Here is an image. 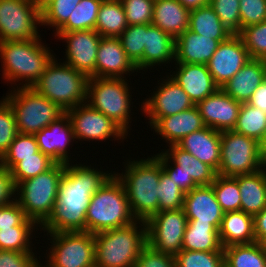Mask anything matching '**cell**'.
Segmentation results:
<instances>
[{"mask_svg": "<svg viewBox=\"0 0 266 267\" xmlns=\"http://www.w3.org/2000/svg\"><path fill=\"white\" fill-rule=\"evenodd\" d=\"M101 170L91 164L67 163L58 184V194L52 213L40 226V231H86V214L90 199L113 174L112 170Z\"/></svg>", "mask_w": 266, "mask_h": 267, "instance_id": "obj_1", "label": "cell"}, {"mask_svg": "<svg viewBox=\"0 0 266 267\" xmlns=\"http://www.w3.org/2000/svg\"><path fill=\"white\" fill-rule=\"evenodd\" d=\"M147 158L124 160V171L113 174L122 183L129 206L137 221L147 222L159 212L158 184L163 168L156 153Z\"/></svg>", "mask_w": 266, "mask_h": 267, "instance_id": "obj_2", "label": "cell"}, {"mask_svg": "<svg viewBox=\"0 0 266 267\" xmlns=\"http://www.w3.org/2000/svg\"><path fill=\"white\" fill-rule=\"evenodd\" d=\"M41 39L0 42L2 79L13 88L32 87L57 56Z\"/></svg>", "mask_w": 266, "mask_h": 267, "instance_id": "obj_3", "label": "cell"}, {"mask_svg": "<svg viewBox=\"0 0 266 267\" xmlns=\"http://www.w3.org/2000/svg\"><path fill=\"white\" fill-rule=\"evenodd\" d=\"M94 239L96 267H133L148 244L147 223L136 220L127 226L96 233Z\"/></svg>", "mask_w": 266, "mask_h": 267, "instance_id": "obj_4", "label": "cell"}, {"mask_svg": "<svg viewBox=\"0 0 266 267\" xmlns=\"http://www.w3.org/2000/svg\"><path fill=\"white\" fill-rule=\"evenodd\" d=\"M135 221L125 189L112 174L90 199L86 214V231L96 234L127 226Z\"/></svg>", "mask_w": 266, "mask_h": 267, "instance_id": "obj_5", "label": "cell"}, {"mask_svg": "<svg viewBox=\"0 0 266 267\" xmlns=\"http://www.w3.org/2000/svg\"><path fill=\"white\" fill-rule=\"evenodd\" d=\"M88 80L86 75L54 57L32 87L67 111L86 102Z\"/></svg>", "mask_w": 266, "mask_h": 267, "instance_id": "obj_6", "label": "cell"}, {"mask_svg": "<svg viewBox=\"0 0 266 267\" xmlns=\"http://www.w3.org/2000/svg\"><path fill=\"white\" fill-rule=\"evenodd\" d=\"M65 164L55 163L47 171L21 181L15 188V200L25 216L39 227L52 213L58 194V184Z\"/></svg>", "mask_w": 266, "mask_h": 267, "instance_id": "obj_7", "label": "cell"}, {"mask_svg": "<svg viewBox=\"0 0 266 267\" xmlns=\"http://www.w3.org/2000/svg\"><path fill=\"white\" fill-rule=\"evenodd\" d=\"M129 82L127 78H89L86 103L111 118L130 136L134 102Z\"/></svg>", "mask_w": 266, "mask_h": 267, "instance_id": "obj_8", "label": "cell"}, {"mask_svg": "<svg viewBox=\"0 0 266 267\" xmlns=\"http://www.w3.org/2000/svg\"><path fill=\"white\" fill-rule=\"evenodd\" d=\"M3 98L11 107L17 131L35 135L62 116L65 111L33 87H16Z\"/></svg>", "mask_w": 266, "mask_h": 267, "instance_id": "obj_9", "label": "cell"}, {"mask_svg": "<svg viewBox=\"0 0 266 267\" xmlns=\"http://www.w3.org/2000/svg\"><path fill=\"white\" fill-rule=\"evenodd\" d=\"M221 160L217 175L234 177L251 174L266 167V158L258 140L236 133L221 132Z\"/></svg>", "mask_w": 266, "mask_h": 267, "instance_id": "obj_10", "label": "cell"}, {"mask_svg": "<svg viewBox=\"0 0 266 267\" xmlns=\"http://www.w3.org/2000/svg\"><path fill=\"white\" fill-rule=\"evenodd\" d=\"M49 237V252L41 267H94L95 239L87 231L44 233ZM49 235V236H48Z\"/></svg>", "mask_w": 266, "mask_h": 267, "instance_id": "obj_11", "label": "cell"}, {"mask_svg": "<svg viewBox=\"0 0 266 267\" xmlns=\"http://www.w3.org/2000/svg\"><path fill=\"white\" fill-rule=\"evenodd\" d=\"M168 147L157 153L161 166L184 193L197 186H208L214 182L217 173L211 166L201 162L177 144Z\"/></svg>", "mask_w": 266, "mask_h": 267, "instance_id": "obj_12", "label": "cell"}, {"mask_svg": "<svg viewBox=\"0 0 266 267\" xmlns=\"http://www.w3.org/2000/svg\"><path fill=\"white\" fill-rule=\"evenodd\" d=\"M40 9L31 0H0V42L40 38Z\"/></svg>", "mask_w": 266, "mask_h": 267, "instance_id": "obj_13", "label": "cell"}, {"mask_svg": "<svg viewBox=\"0 0 266 267\" xmlns=\"http://www.w3.org/2000/svg\"><path fill=\"white\" fill-rule=\"evenodd\" d=\"M65 113L68 115L75 140L122 142L129 135L111 118L92 108L88 103L80 104ZM113 138V139H112ZM111 139V140H110Z\"/></svg>", "mask_w": 266, "mask_h": 267, "instance_id": "obj_14", "label": "cell"}, {"mask_svg": "<svg viewBox=\"0 0 266 267\" xmlns=\"http://www.w3.org/2000/svg\"><path fill=\"white\" fill-rule=\"evenodd\" d=\"M187 222L183 208L159 211L146 222L148 244L162 253L177 255L182 250Z\"/></svg>", "mask_w": 266, "mask_h": 267, "instance_id": "obj_15", "label": "cell"}, {"mask_svg": "<svg viewBox=\"0 0 266 267\" xmlns=\"http://www.w3.org/2000/svg\"><path fill=\"white\" fill-rule=\"evenodd\" d=\"M160 79L161 82L158 81L156 88L154 87V91L150 93L151 96L141 102L140 110L147 116L146 118H149L150 128L161 117H168L195 106L182 87L169 74Z\"/></svg>", "mask_w": 266, "mask_h": 267, "instance_id": "obj_16", "label": "cell"}, {"mask_svg": "<svg viewBox=\"0 0 266 267\" xmlns=\"http://www.w3.org/2000/svg\"><path fill=\"white\" fill-rule=\"evenodd\" d=\"M54 34L57 39L66 43L63 62L88 78L96 77V57L102 37L95 30L54 32Z\"/></svg>", "mask_w": 266, "mask_h": 267, "instance_id": "obj_17", "label": "cell"}, {"mask_svg": "<svg viewBox=\"0 0 266 267\" xmlns=\"http://www.w3.org/2000/svg\"><path fill=\"white\" fill-rule=\"evenodd\" d=\"M248 50L239 34H232L220 42L207 63L215 84L222 88L248 61Z\"/></svg>", "mask_w": 266, "mask_h": 267, "instance_id": "obj_18", "label": "cell"}, {"mask_svg": "<svg viewBox=\"0 0 266 267\" xmlns=\"http://www.w3.org/2000/svg\"><path fill=\"white\" fill-rule=\"evenodd\" d=\"M39 150L56 163L67 164L73 161L69 145L76 143L72 125L66 113L46 128L35 134ZM73 142V143H72Z\"/></svg>", "mask_w": 266, "mask_h": 267, "instance_id": "obj_19", "label": "cell"}, {"mask_svg": "<svg viewBox=\"0 0 266 267\" xmlns=\"http://www.w3.org/2000/svg\"><path fill=\"white\" fill-rule=\"evenodd\" d=\"M241 105V102L218 88L196 106L205 126L222 132L234 129Z\"/></svg>", "mask_w": 266, "mask_h": 267, "instance_id": "obj_20", "label": "cell"}, {"mask_svg": "<svg viewBox=\"0 0 266 267\" xmlns=\"http://www.w3.org/2000/svg\"><path fill=\"white\" fill-rule=\"evenodd\" d=\"M132 73L139 71L126 55L120 39L102 37L96 57V77L126 78Z\"/></svg>", "mask_w": 266, "mask_h": 267, "instance_id": "obj_21", "label": "cell"}, {"mask_svg": "<svg viewBox=\"0 0 266 267\" xmlns=\"http://www.w3.org/2000/svg\"><path fill=\"white\" fill-rule=\"evenodd\" d=\"M173 64L176 65V68L175 71L168 73L169 76L182 87L194 105H197L219 88L215 84L207 65Z\"/></svg>", "mask_w": 266, "mask_h": 267, "instance_id": "obj_22", "label": "cell"}, {"mask_svg": "<svg viewBox=\"0 0 266 267\" xmlns=\"http://www.w3.org/2000/svg\"><path fill=\"white\" fill-rule=\"evenodd\" d=\"M183 210L188 220L211 223L218 231L225 213L211 185L197 186L185 193Z\"/></svg>", "mask_w": 266, "mask_h": 267, "instance_id": "obj_23", "label": "cell"}, {"mask_svg": "<svg viewBox=\"0 0 266 267\" xmlns=\"http://www.w3.org/2000/svg\"><path fill=\"white\" fill-rule=\"evenodd\" d=\"M177 145L216 172L221 160V132L205 126L181 139Z\"/></svg>", "mask_w": 266, "mask_h": 267, "instance_id": "obj_24", "label": "cell"}, {"mask_svg": "<svg viewBox=\"0 0 266 267\" xmlns=\"http://www.w3.org/2000/svg\"><path fill=\"white\" fill-rule=\"evenodd\" d=\"M205 127L198 107L192 108L180 113L161 117L152 127L160 139L165 140L168 145L177 144L188 134L198 131Z\"/></svg>", "mask_w": 266, "mask_h": 267, "instance_id": "obj_25", "label": "cell"}, {"mask_svg": "<svg viewBox=\"0 0 266 267\" xmlns=\"http://www.w3.org/2000/svg\"><path fill=\"white\" fill-rule=\"evenodd\" d=\"M219 44V40L200 36L187 29L175 39L174 62L207 65Z\"/></svg>", "mask_w": 266, "mask_h": 267, "instance_id": "obj_26", "label": "cell"}, {"mask_svg": "<svg viewBox=\"0 0 266 267\" xmlns=\"http://www.w3.org/2000/svg\"><path fill=\"white\" fill-rule=\"evenodd\" d=\"M265 80L264 60L251 59L221 89L234 100L247 103Z\"/></svg>", "mask_w": 266, "mask_h": 267, "instance_id": "obj_27", "label": "cell"}, {"mask_svg": "<svg viewBox=\"0 0 266 267\" xmlns=\"http://www.w3.org/2000/svg\"><path fill=\"white\" fill-rule=\"evenodd\" d=\"M175 58V38L153 24H146V44L142 57V70H153L170 64ZM156 65V66H155ZM155 66V68L153 67Z\"/></svg>", "mask_w": 266, "mask_h": 267, "instance_id": "obj_28", "label": "cell"}, {"mask_svg": "<svg viewBox=\"0 0 266 267\" xmlns=\"http://www.w3.org/2000/svg\"><path fill=\"white\" fill-rule=\"evenodd\" d=\"M190 11L178 0H155L152 24L175 39L189 29Z\"/></svg>", "mask_w": 266, "mask_h": 267, "instance_id": "obj_29", "label": "cell"}, {"mask_svg": "<svg viewBox=\"0 0 266 267\" xmlns=\"http://www.w3.org/2000/svg\"><path fill=\"white\" fill-rule=\"evenodd\" d=\"M234 178L240 191V210L254 217L266 207V168Z\"/></svg>", "mask_w": 266, "mask_h": 267, "instance_id": "obj_30", "label": "cell"}, {"mask_svg": "<svg viewBox=\"0 0 266 267\" xmlns=\"http://www.w3.org/2000/svg\"><path fill=\"white\" fill-rule=\"evenodd\" d=\"M222 247L256 242L254 217L242 210L225 212L219 229Z\"/></svg>", "mask_w": 266, "mask_h": 267, "instance_id": "obj_31", "label": "cell"}, {"mask_svg": "<svg viewBox=\"0 0 266 267\" xmlns=\"http://www.w3.org/2000/svg\"><path fill=\"white\" fill-rule=\"evenodd\" d=\"M182 250L205 252L223 251L219 231L211 223L188 220Z\"/></svg>", "mask_w": 266, "mask_h": 267, "instance_id": "obj_32", "label": "cell"}, {"mask_svg": "<svg viewBox=\"0 0 266 267\" xmlns=\"http://www.w3.org/2000/svg\"><path fill=\"white\" fill-rule=\"evenodd\" d=\"M128 27L120 0H103L98 11L95 31L101 37L118 38Z\"/></svg>", "mask_w": 266, "mask_h": 267, "instance_id": "obj_33", "label": "cell"}, {"mask_svg": "<svg viewBox=\"0 0 266 267\" xmlns=\"http://www.w3.org/2000/svg\"><path fill=\"white\" fill-rule=\"evenodd\" d=\"M189 30L220 42L232 35L209 4L190 10Z\"/></svg>", "mask_w": 266, "mask_h": 267, "instance_id": "obj_34", "label": "cell"}, {"mask_svg": "<svg viewBox=\"0 0 266 267\" xmlns=\"http://www.w3.org/2000/svg\"><path fill=\"white\" fill-rule=\"evenodd\" d=\"M225 267H266V247L259 242L223 248Z\"/></svg>", "mask_w": 266, "mask_h": 267, "instance_id": "obj_35", "label": "cell"}, {"mask_svg": "<svg viewBox=\"0 0 266 267\" xmlns=\"http://www.w3.org/2000/svg\"><path fill=\"white\" fill-rule=\"evenodd\" d=\"M103 0H81L68 20L56 32L95 30L98 11Z\"/></svg>", "mask_w": 266, "mask_h": 267, "instance_id": "obj_36", "label": "cell"}, {"mask_svg": "<svg viewBox=\"0 0 266 267\" xmlns=\"http://www.w3.org/2000/svg\"><path fill=\"white\" fill-rule=\"evenodd\" d=\"M266 129V114L261 109L242 103L234 131L236 133L261 140Z\"/></svg>", "mask_w": 266, "mask_h": 267, "instance_id": "obj_37", "label": "cell"}, {"mask_svg": "<svg viewBox=\"0 0 266 267\" xmlns=\"http://www.w3.org/2000/svg\"><path fill=\"white\" fill-rule=\"evenodd\" d=\"M39 226H14L0 228V250L34 253L32 239ZM34 231V232H33ZM33 237V238H32Z\"/></svg>", "mask_w": 266, "mask_h": 267, "instance_id": "obj_38", "label": "cell"}, {"mask_svg": "<svg viewBox=\"0 0 266 267\" xmlns=\"http://www.w3.org/2000/svg\"><path fill=\"white\" fill-rule=\"evenodd\" d=\"M118 38L126 55L141 73L142 57L146 44V24L128 25Z\"/></svg>", "mask_w": 266, "mask_h": 267, "instance_id": "obj_39", "label": "cell"}, {"mask_svg": "<svg viewBox=\"0 0 266 267\" xmlns=\"http://www.w3.org/2000/svg\"><path fill=\"white\" fill-rule=\"evenodd\" d=\"M39 151L35 135L18 133L8 150L0 158V165L9 171L21 158L36 157Z\"/></svg>", "mask_w": 266, "mask_h": 267, "instance_id": "obj_40", "label": "cell"}, {"mask_svg": "<svg viewBox=\"0 0 266 267\" xmlns=\"http://www.w3.org/2000/svg\"><path fill=\"white\" fill-rule=\"evenodd\" d=\"M211 186L224 212L240 210V191L238 181L234 177L216 175Z\"/></svg>", "mask_w": 266, "mask_h": 267, "instance_id": "obj_41", "label": "cell"}, {"mask_svg": "<svg viewBox=\"0 0 266 267\" xmlns=\"http://www.w3.org/2000/svg\"><path fill=\"white\" fill-rule=\"evenodd\" d=\"M55 163V161L40 150L36 153V157L21 158V161L10 170L15 187L21 181L47 171Z\"/></svg>", "mask_w": 266, "mask_h": 267, "instance_id": "obj_42", "label": "cell"}, {"mask_svg": "<svg viewBox=\"0 0 266 267\" xmlns=\"http://www.w3.org/2000/svg\"><path fill=\"white\" fill-rule=\"evenodd\" d=\"M81 0H52L41 10V26L56 32L70 17ZM50 26V27H49Z\"/></svg>", "mask_w": 266, "mask_h": 267, "instance_id": "obj_43", "label": "cell"}, {"mask_svg": "<svg viewBox=\"0 0 266 267\" xmlns=\"http://www.w3.org/2000/svg\"><path fill=\"white\" fill-rule=\"evenodd\" d=\"M174 259L175 267H224V251L181 250Z\"/></svg>", "mask_w": 266, "mask_h": 267, "instance_id": "obj_44", "label": "cell"}, {"mask_svg": "<svg viewBox=\"0 0 266 267\" xmlns=\"http://www.w3.org/2000/svg\"><path fill=\"white\" fill-rule=\"evenodd\" d=\"M157 189L159 211L183 208L185 193L170 179L169 175L164 170L160 173Z\"/></svg>", "mask_w": 266, "mask_h": 267, "instance_id": "obj_45", "label": "cell"}, {"mask_svg": "<svg viewBox=\"0 0 266 267\" xmlns=\"http://www.w3.org/2000/svg\"><path fill=\"white\" fill-rule=\"evenodd\" d=\"M239 35L251 59L266 60V21L243 28Z\"/></svg>", "mask_w": 266, "mask_h": 267, "instance_id": "obj_46", "label": "cell"}, {"mask_svg": "<svg viewBox=\"0 0 266 267\" xmlns=\"http://www.w3.org/2000/svg\"><path fill=\"white\" fill-rule=\"evenodd\" d=\"M209 5L229 32L240 33L239 0H209Z\"/></svg>", "mask_w": 266, "mask_h": 267, "instance_id": "obj_47", "label": "cell"}, {"mask_svg": "<svg viewBox=\"0 0 266 267\" xmlns=\"http://www.w3.org/2000/svg\"><path fill=\"white\" fill-rule=\"evenodd\" d=\"M128 25L152 24L155 0H120Z\"/></svg>", "mask_w": 266, "mask_h": 267, "instance_id": "obj_48", "label": "cell"}, {"mask_svg": "<svg viewBox=\"0 0 266 267\" xmlns=\"http://www.w3.org/2000/svg\"><path fill=\"white\" fill-rule=\"evenodd\" d=\"M2 99V100H1ZM0 99V158L18 134L14 113L10 105Z\"/></svg>", "mask_w": 266, "mask_h": 267, "instance_id": "obj_49", "label": "cell"}, {"mask_svg": "<svg viewBox=\"0 0 266 267\" xmlns=\"http://www.w3.org/2000/svg\"><path fill=\"white\" fill-rule=\"evenodd\" d=\"M240 32L243 28L266 21V0H239Z\"/></svg>", "mask_w": 266, "mask_h": 267, "instance_id": "obj_50", "label": "cell"}, {"mask_svg": "<svg viewBox=\"0 0 266 267\" xmlns=\"http://www.w3.org/2000/svg\"><path fill=\"white\" fill-rule=\"evenodd\" d=\"M14 226H38L33 220L25 216L24 210L16 200L0 206V228Z\"/></svg>", "mask_w": 266, "mask_h": 267, "instance_id": "obj_51", "label": "cell"}, {"mask_svg": "<svg viewBox=\"0 0 266 267\" xmlns=\"http://www.w3.org/2000/svg\"><path fill=\"white\" fill-rule=\"evenodd\" d=\"M133 267H175L173 255L155 250L147 244Z\"/></svg>", "mask_w": 266, "mask_h": 267, "instance_id": "obj_52", "label": "cell"}, {"mask_svg": "<svg viewBox=\"0 0 266 267\" xmlns=\"http://www.w3.org/2000/svg\"><path fill=\"white\" fill-rule=\"evenodd\" d=\"M36 254L0 250V267H41V257Z\"/></svg>", "mask_w": 266, "mask_h": 267, "instance_id": "obj_53", "label": "cell"}, {"mask_svg": "<svg viewBox=\"0 0 266 267\" xmlns=\"http://www.w3.org/2000/svg\"><path fill=\"white\" fill-rule=\"evenodd\" d=\"M15 185L10 171L0 165V206L15 200Z\"/></svg>", "mask_w": 266, "mask_h": 267, "instance_id": "obj_54", "label": "cell"}, {"mask_svg": "<svg viewBox=\"0 0 266 267\" xmlns=\"http://www.w3.org/2000/svg\"><path fill=\"white\" fill-rule=\"evenodd\" d=\"M254 234L256 242L266 247V207L254 216Z\"/></svg>", "mask_w": 266, "mask_h": 267, "instance_id": "obj_55", "label": "cell"}, {"mask_svg": "<svg viewBox=\"0 0 266 267\" xmlns=\"http://www.w3.org/2000/svg\"><path fill=\"white\" fill-rule=\"evenodd\" d=\"M247 103L261 109L266 114V80L257 87Z\"/></svg>", "mask_w": 266, "mask_h": 267, "instance_id": "obj_56", "label": "cell"}, {"mask_svg": "<svg viewBox=\"0 0 266 267\" xmlns=\"http://www.w3.org/2000/svg\"><path fill=\"white\" fill-rule=\"evenodd\" d=\"M189 11L204 7L209 4V0H178Z\"/></svg>", "mask_w": 266, "mask_h": 267, "instance_id": "obj_57", "label": "cell"}, {"mask_svg": "<svg viewBox=\"0 0 266 267\" xmlns=\"http://www.w3.org/2000/svg\"><path fill=\"white\" fill-rule=\"evenodd\" d=\"M259 143H260V150L263 156L266 158V129Z\"/></svg>", "mask_w": 266, "mask_h": 267, "instance_id": "obj_58", "label": "cell"}, {"mask_svg": "<svg viewBox=\"0 0 266 267\" xmlns=\"http://www.w3.org/2000/svg\"><path fill=\"white\" fill-rule=\"evenodd\" d=\"M40 10L52 0H31Z\"/></svg>", "mask_w": 266, "mask_h": 267, "instance_id": "obj_59", "label": "cell"}]
</instances>
